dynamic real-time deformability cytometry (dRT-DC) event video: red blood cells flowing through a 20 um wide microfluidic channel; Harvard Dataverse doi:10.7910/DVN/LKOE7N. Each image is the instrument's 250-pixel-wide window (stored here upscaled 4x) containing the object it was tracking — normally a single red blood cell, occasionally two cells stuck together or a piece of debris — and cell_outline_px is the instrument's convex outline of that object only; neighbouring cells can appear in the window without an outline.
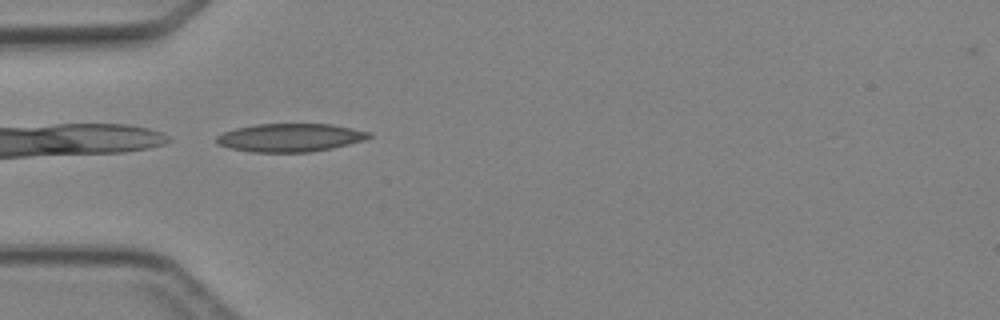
{"species": "Egyptian fruit bat (a non-hibernating species)", "species_latin": "Rousettus aegyptiacus", "temperature_condition": "cold", "stored_images_in_passage": 6, "camera_frame_rate_fps": 3000, "um_per_image_px": 0.085, "animal": {"sex": "female"}, "frame": {"image": 1, "passage_image": 4, "time_ms": 3.667, "image_size_px": [1000, 320], "cell_outline_px": [[372, 136], [364, 140], [332, 148], [312, 152], [252, 152], [232, 148], [216, 144], [216, 136], [224, 132], [236, 128], [256, 124], [332, 124], [372, 132]], "centroid_in_image_um": [24.68, 11.69], "position_along_channel_um": 60.3, "area_um2": 25.09}}
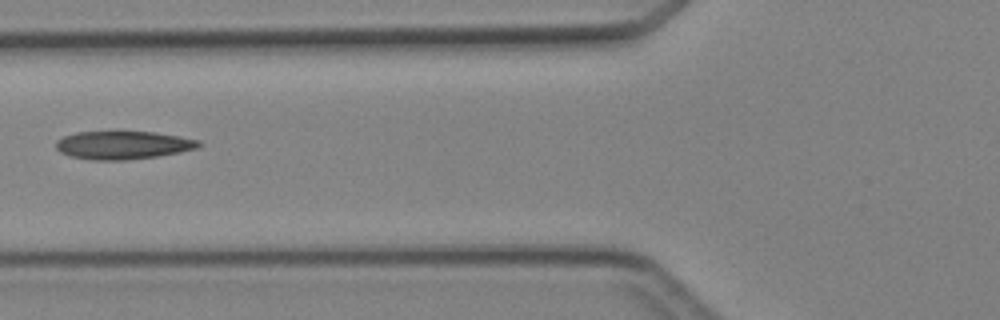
{"frame": {"image": 2, "passage_image": 5, "time_ms": 5.0, "image_size_px": [1000, 320], "cell_outline_px": [[204, 144], [196, 148], [180, 152], [156, 156], [128, 160], [92, 160], [72, 156], [60, 152], [56, 148], [56, 140], [64, 136], [76, 132], [156, 132], [180, 136], [200, 140]], "centroid_in_image_um": [10.48, 12.33], "position_along_channel_um": 115.3, "area_um2": 23.41}}
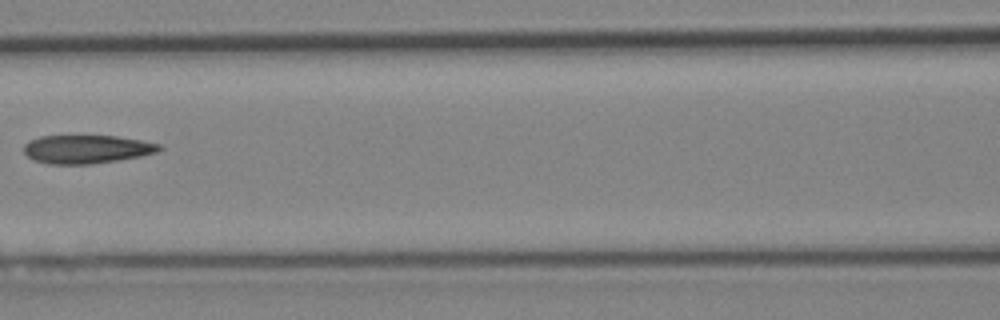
{"frame": {"image": 3, "passage_image": 6, "time_ms": 6.0, "image_size_px": [1000, 320], "cell_outline_px": [[164, 148], [156, 152], [140, 156], [92, 164], [48, 164], [32, 160], [24, 152], [24, 144], [28, 140], [40, 136], [116, 136], [140, 140], [160, 144]], "centroid_in_image_um": [7.33, 12.68], "position_along_channel_um": 159.3, "area_um2": 22.43}}